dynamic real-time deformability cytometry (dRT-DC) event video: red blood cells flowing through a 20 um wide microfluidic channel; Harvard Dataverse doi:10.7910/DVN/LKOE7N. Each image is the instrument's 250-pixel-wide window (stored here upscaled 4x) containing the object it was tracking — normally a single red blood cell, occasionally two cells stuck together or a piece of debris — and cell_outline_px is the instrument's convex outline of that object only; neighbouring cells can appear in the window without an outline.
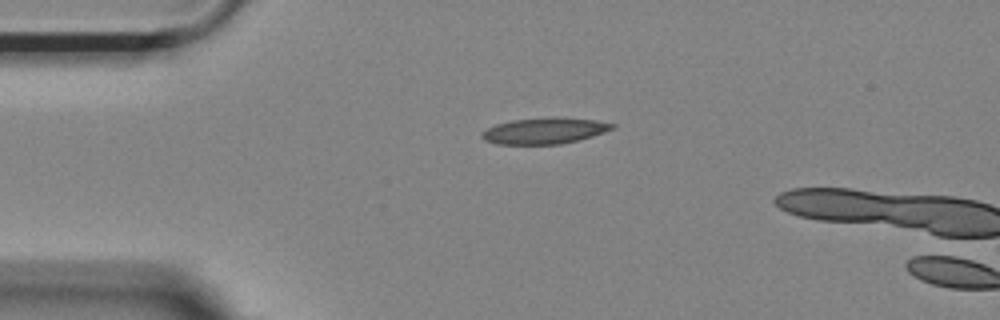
{"species": "Egyptian fruit bat (a non-hibernating species)", "species_latin": "Rousettus aegyptiacus", "temperature_condition": "room temperature", "stored_images_in_passage": 2, "camera_frame_rate_fps": 3000, "um_per_image_px": 0.085, "animal": {"sex": "female"}, "frame": {"image": 1, "passage_image": 1, "time_ms": 0.0, "image_size_px": [1000, 320], "cell_outline_px": [[896, 200], [884, 216], [856, 220], [848, 220], [812, 216], [840, 192], [860, 192], [880, 196]], "centroid_in_image_um": [72.72, 17.56], "position_along_channel_um": 12.3, "area_um2": 11.62}}